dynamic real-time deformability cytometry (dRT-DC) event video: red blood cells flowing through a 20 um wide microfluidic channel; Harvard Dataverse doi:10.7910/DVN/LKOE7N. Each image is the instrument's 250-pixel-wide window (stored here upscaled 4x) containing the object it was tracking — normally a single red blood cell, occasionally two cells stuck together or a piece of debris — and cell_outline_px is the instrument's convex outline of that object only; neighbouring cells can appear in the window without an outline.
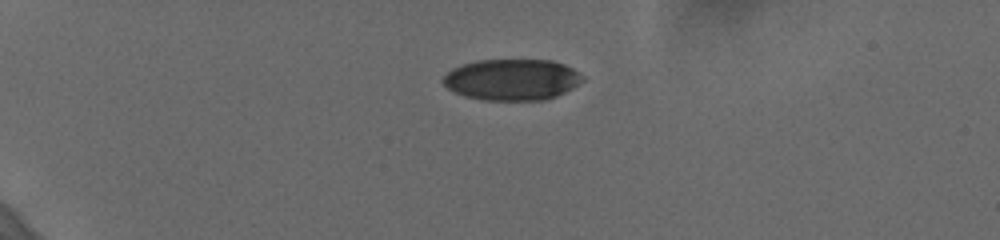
{"species": "human", "species_latin": "Homo sapiens", "temperature_condition": "cold", "stored_images_in_passage": 44, "camera_frame_rate_fps": 3000, "um_per_image_px": 0.085, "donor": {"sex": "female"}, "frame": {"image": 1, "passage_image": 1, "time_ms": 0.0, "image_size_px": [1000, 240], "cell_outline_px": [[584, 80], [572, 88], [556, 96], [544, 100], [484, 100], [464, 96], [448, 88], [440, 80], [452, 68], [476, 60], [552, 60], [564, 64], [572, 68], [584, 76]], "centroid_in_image_um": [43.52, 6.76], "position_along_channel_um": 41.5, "area_um2": 33.52}}
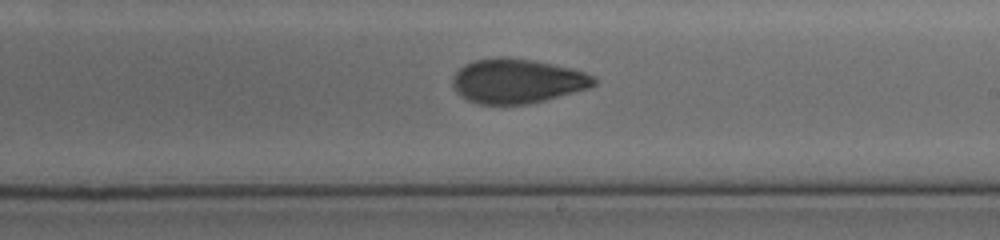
{"frame": {"image": 2, "passage_image": 23, "time_ms": 7.333, "image_size_px": [1000, 240], "cell_outline_px": [[596, 84], [588, 88], [544, 100], [528, 104], [480, 104], [468, 100], [460, 96], [456, 92], [452, 84], [452, 76], [464, 64], [476, 60], [496, 56], [504, 56], [532, 60], [568, 68], [584, 72], [596, 76]], "centroid_in_image_um": [43.92, 6.88], "position_along_channel_um": 245.1, "area_um2": 36.53}}
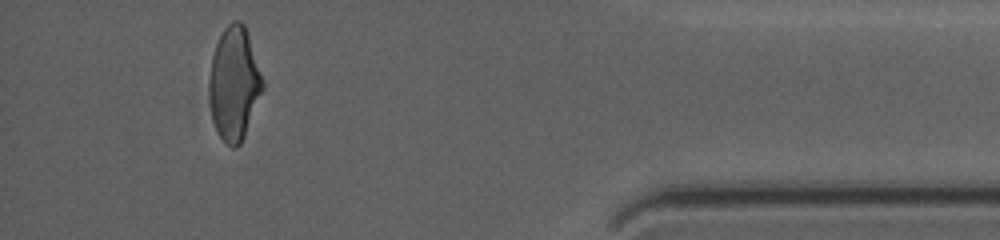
{"frame": {"image": 3, "passage_image": 40, "time_ms": 13.0, "image_size_px": [1000, 240], "cell_outline_px": [[264, 88], [244, 136], [240, 144], [236, 148], [232, 148], [220, 136], [212, 120], [212, 56], [216, 44], [224, 28], [232, 20], [240, 20], [244, 24], [264, 80]], "centroid_in_image_um": [19.96, 7.09], "position_along_channel_um": 415.2, "area_um2": 34.22}, "authors_computed_cell_mechanics": {"area_um2": 36.1828, "velocity_mm_per_s": 3.6837, "shape_relaxation_time_tau1_ms": 5.5382, "shape_relaxation_time_tau2_ms": 2.6317, "deformation_change_tau1": 0.1598, "deformation_change_tau2": 0.0807}}